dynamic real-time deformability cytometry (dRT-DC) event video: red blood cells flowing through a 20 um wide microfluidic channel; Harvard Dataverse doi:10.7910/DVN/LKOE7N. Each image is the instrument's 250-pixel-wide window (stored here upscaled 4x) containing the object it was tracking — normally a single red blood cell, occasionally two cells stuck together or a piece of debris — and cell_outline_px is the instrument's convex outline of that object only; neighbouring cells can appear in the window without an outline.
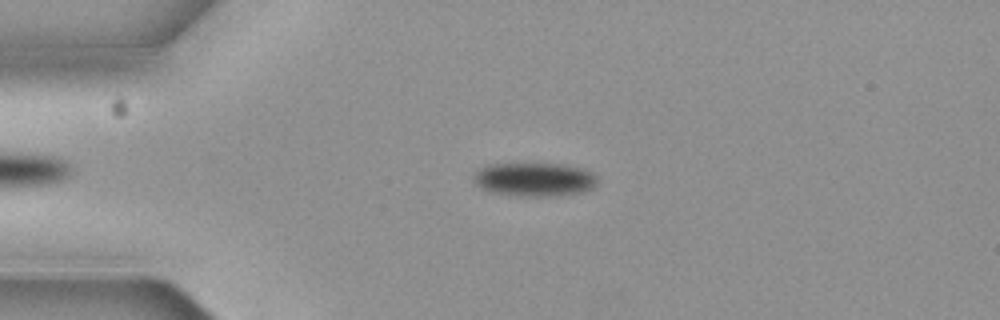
{"species": "common noctule bat (a hibernating species)", "species_latin": "Nyctalus noctula", "temperature_condition": "cold", "stored_images_in_passage": 5, "camera_frame_rate_fps": 3000, "um_per_image_px": 0.085, "animal": {"sex": "female", "body_mass_g": 19.3, "forearm_length_mm": 54.1}, "frame": {"image": 1, "passage_image": 4, "time_ms": 1.0, "image_size_px": [1000, 320], "cell_outline_px": [[596, 184], [592, 188], [584, 192], [548, 196], [516, 196], [492, 192], [480, 188], [476, 184], [472, 176], [480, 168], [488, 164], [564, 164], [580, 168], [592, 172], [596, 176]], "centroid_in_image_um": [45.4, 15.25], "position_along_channel_um": 39.6, "area_um2": 24.28}}